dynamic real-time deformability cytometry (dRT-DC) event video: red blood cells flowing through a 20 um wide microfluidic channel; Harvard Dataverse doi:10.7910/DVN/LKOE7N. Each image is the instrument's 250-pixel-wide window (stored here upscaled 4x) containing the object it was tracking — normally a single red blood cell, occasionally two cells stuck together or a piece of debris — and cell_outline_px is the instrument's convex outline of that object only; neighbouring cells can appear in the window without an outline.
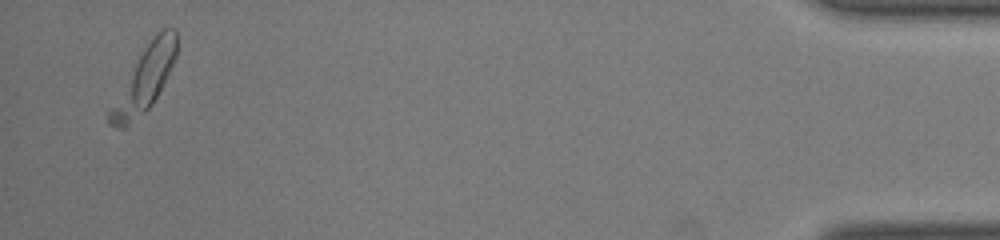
{"species": "common noctule bat (a hibernating species)", "species_latin": "Nyctalus noctula", "temperature_condition": "room temperature", "stored_images_in_passage": 41, "camera_frame_rate_fps": 3000, "um_per_image_px": 0.085, "animal": {"sex": "male", "body_mass_g": 19.0, "forearm_length_mm": 50.8}, "frame": {"image": 1, "passage_image": 40, "time_ms": 13.0, "image_size_px": [1000, 240], "cell_outline_px": [[176, 56], [152, 104], [144, 112], [124, 128], [116, 128], [108, 124], [108, 108], [144, 48], [156, 32], [160, 28], [176, 28]], "centroid_in_image_um": [12.24, 6.74], "position_along_channel_um": 423.0, "area_um2": 24.28}}